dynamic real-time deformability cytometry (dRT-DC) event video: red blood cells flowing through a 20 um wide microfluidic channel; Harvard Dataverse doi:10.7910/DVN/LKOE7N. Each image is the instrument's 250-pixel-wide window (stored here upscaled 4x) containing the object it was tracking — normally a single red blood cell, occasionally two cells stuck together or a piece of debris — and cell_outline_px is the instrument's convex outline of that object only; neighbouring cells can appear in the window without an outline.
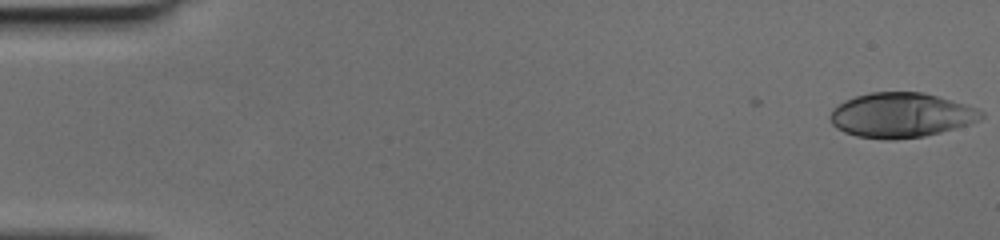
{"species": "human", "species_latin": "Homo sapiens", "temperature_condition": "cold", "stored_images_in_passage": 49, "camera_frame_rate_fps": 3000, "um_per_image_px": 0.085, "donor": {"sex": "female"}, "frame": {"image": 1, "passage_image": 1, "time_ms": 0.0, "image_size_px": [1000, 240], "cell_outline_px": [[984, 116], [980, 120], [968, 124], [940, 132], [924, 136], [896, 140], [888, 140], [856, 136], [844, 132], [836, 128], [832, 124], [828, 116], [832, 108], [844, 100], [856, 96], [872, 92], [924, 92], [964, 104], [976, 108], [984, 112]], "centroid_in_image_um": [76.55, 9.79], "position_along_channel_um": 8.5, "area_um2": 39.48}}
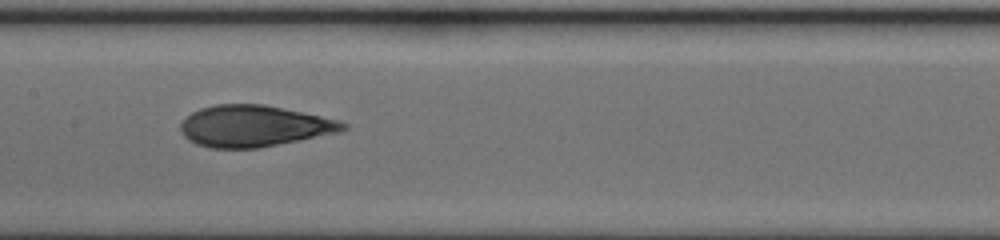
{"frame": {"image": 2, "passage_image": 25, "time_ms": 8.0, "image_size_px": [1000, 240], "cell_outline_px": [[348, 128], [340, 132], [260, 148], [208, 148], [196, 144], [188, 140], [180, 132], [180, 124], [192, 112], [200, 108], [216, 104], [264, 104], [340, 120], [348, 124]], "centroid_in_image_um": [21.59, 10.72], "position_along_channel_um": 185.8, "area_um2": 39.3}}
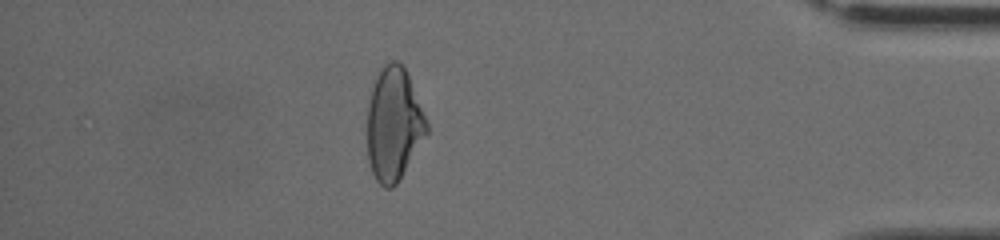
{"frame": {"image": 3, "passage_image": 43, "time_ms": 14.0, "image_size_px": [1000, 240], "cell_outline_px": [[428, 132], [396, 184], [392, 188], [384, 188], [376, 180], [372, 172], [368, 160], [368, 100], [376, 76], [384, 60], [396, 60], [404, 68], [408, 76], [428, 124]], "centroid_in_image_um": [33.44, 10.53], "position_along_channel_um": 401.8, "area_um2": 38.84}}